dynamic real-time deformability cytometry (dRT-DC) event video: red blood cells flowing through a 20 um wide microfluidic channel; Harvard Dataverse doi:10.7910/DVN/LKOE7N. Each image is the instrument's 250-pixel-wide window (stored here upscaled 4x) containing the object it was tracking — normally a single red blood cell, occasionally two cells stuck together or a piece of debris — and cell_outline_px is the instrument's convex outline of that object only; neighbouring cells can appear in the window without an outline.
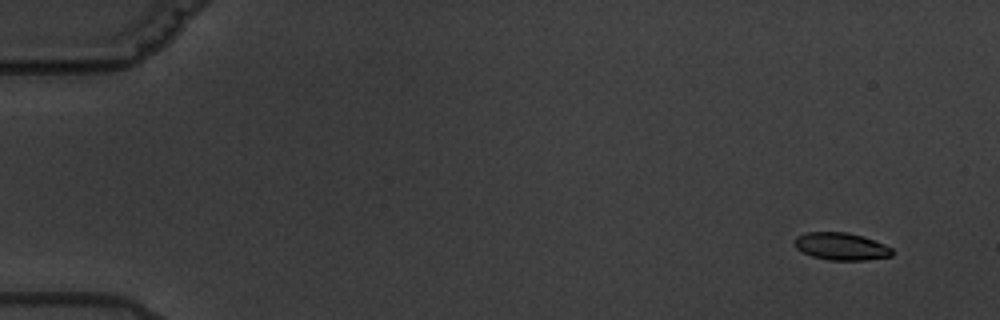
{"species": "common noctule bat (a hibernating species)", "species_latin": "Nyctalus noctula", "temperature_condition": "warm", "stored_images_in_passage": 5, "camera_frame_rate_fps": 3000, "um_per_image_px": 0.085, "animal": {"sex": "male", "body_mass_g": 19.5, "forearm_length_mm": 54.6}, "frame": {"image": 1, "passage_image": 1, "time_ms": 0.0, "image_size_px": [1000, 320], "cell_outline_px": [[892, 256], [864, 260], [828, 260], [812, 256], [796, 248], [792, 244], [792, 240], [796, 236], [804, 232], [848, 232], [864, 236], [884, 244], [892, 248]], "centroid_in_image_um": [71.45, 20.93], "position_along_channel_um": 13.5, "area_um2": 15.78}}
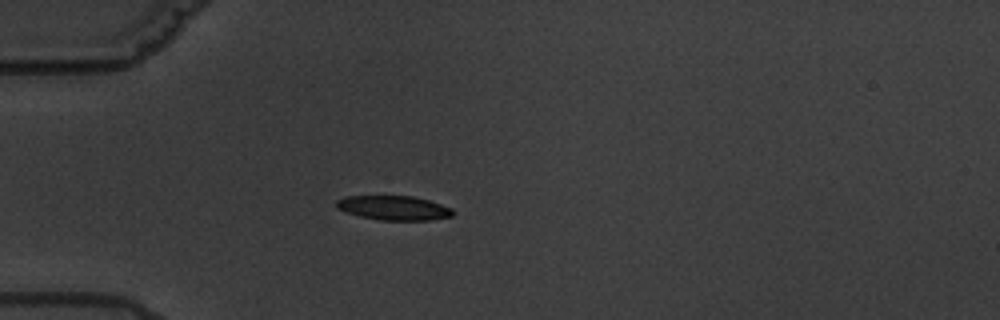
{"frame": {"image": 2, "passage_image": 5, "time_ms": 4.667, "image_size_px": [1000, 320], "cell_outline_px": [[456, 212], [452, 216], [432, 220], [380, 220], [360, 216], [336, 208], [336, 200], [344, 196], [412, 196], [428, 200], [452, 208]], "centroid_in_image_um": [33.49, 17.67], "position_along_channel_um": 51.5, "area_um2": 16.53}}